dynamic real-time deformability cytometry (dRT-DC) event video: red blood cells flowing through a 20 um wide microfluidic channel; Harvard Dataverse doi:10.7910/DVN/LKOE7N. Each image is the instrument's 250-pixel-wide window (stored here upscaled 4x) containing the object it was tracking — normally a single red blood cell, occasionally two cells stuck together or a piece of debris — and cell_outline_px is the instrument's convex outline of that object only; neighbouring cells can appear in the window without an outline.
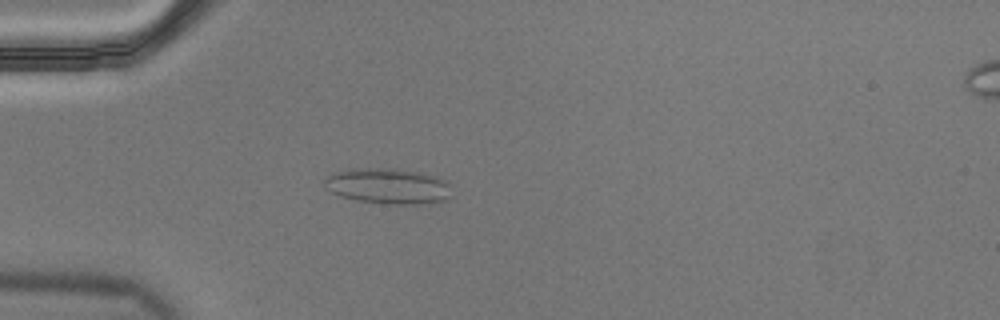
{"species": "Egyptian fruit bat (a non-hibernating species)", "species_latin": "Rousettus aegyptiacus", "temperature_condition": "cold", "stored_images_in_passage": 57, "camera_frame_rate_fps": 3000, "um_per_image_px": 0.085, "animal": {"sex": "male"}, "frame": {"image": 1, "passage_image": 17, "time_ms": 5.333, "image_size_px": [1000, 320], "cell_outline_px": [[452, 196], [448, 200], [420, 204], [396, 204], [356, 200], [340, 196], [324, 188], [324, 180], [328, 176], [336, 172], [348, 168], [392, 168], [416, 172], [436, 176], [444, 180], [448, 184]], "centroid_in_image_um": [32.98, 15.81], "position_along_channel_um": 52.0, "area_um2": 26.41}}
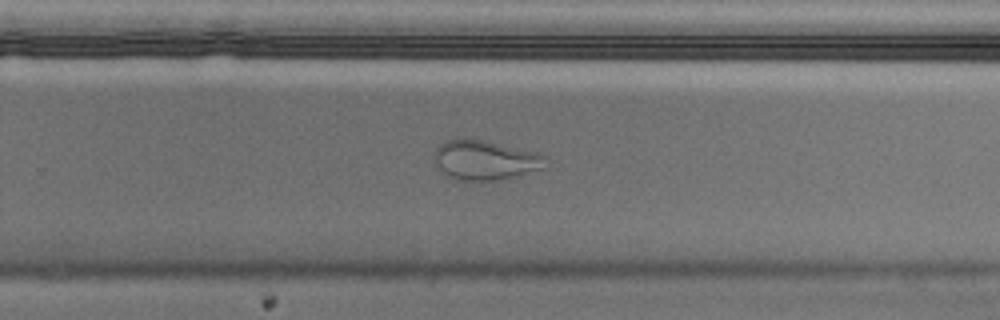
{"frame": {"image": 2, "passage_image": 38, "time_ms": 12.333, "image_size_px": [1000, 320], "cell_outline_px": [[548, 156], [544, 168], [516, 176], [500, 180], [456, 180], [448, 176], [436, 164], [432, 156], [436, 148], [440, 144], [456, 136], [460, 136], [484, 140], [540, 152]], "centroid_in_image_um": [41.25, 13.57], "position_along_channel_um": 288.6, "area_um2": 26.3}}
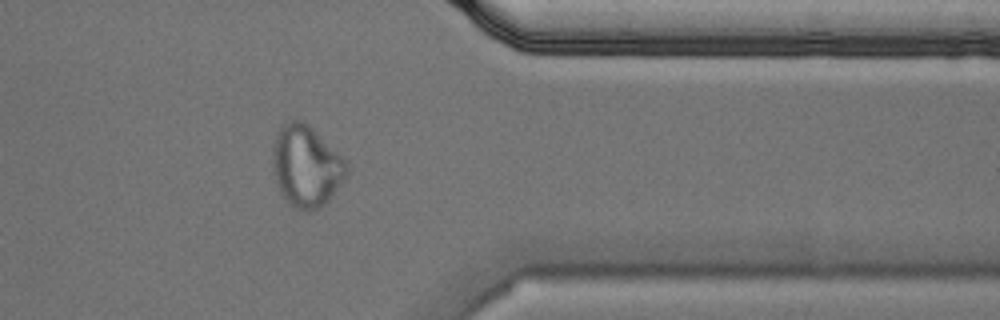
{"frame": {"image": 3, "passage_image": 47, "time_ms": 15.333, "image_size_px": [1000, 320], "cell_outline_px": [[348, 172], [344, 180], [332, 196], [320, 208], [300, 212], [292, 208], [284, 200], [280, 192], [276, 180], [272, 160], [272, 148], [276, 132], [284, 124], [292, 120], [300, 120], [308, 124], [348, 164]], "centroid_in_image_um": [26.0, 14.17], "position_along_channel_um": 385.4, "area_um2": 35.03}, "authors_computed_cell_mechanics": {"area_um2": 27.3394, "velocity_mm_per_s": 3.5423, "shape_relaxation_time_tau1_ms": null, "shape_relaxation_time_tau2_ms": 1.0339, "deformation_change_tau1": null, "deformation_change_tau2": 0.0688}}